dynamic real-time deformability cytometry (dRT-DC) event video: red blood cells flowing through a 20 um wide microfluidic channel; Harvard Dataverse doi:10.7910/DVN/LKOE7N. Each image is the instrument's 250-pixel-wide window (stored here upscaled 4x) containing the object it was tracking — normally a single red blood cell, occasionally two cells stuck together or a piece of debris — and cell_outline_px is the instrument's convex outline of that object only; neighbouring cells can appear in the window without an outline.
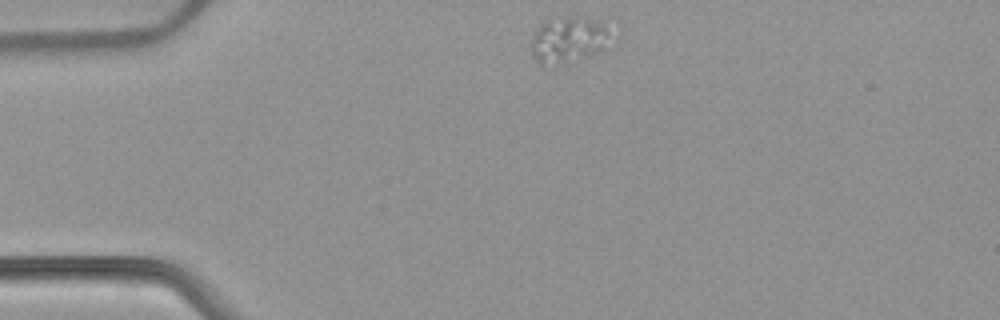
{"species": "common noctule bat (a hibernating species)", "species_latin": "Nyctalus noctula", "temperature_condition": "warm", "stored_images_in_passage": 43, "segment_of_instrument_passage": [1, 2], "camera_frame_rate_fps": 3000, "um_per_image_px": 0.085, "animal": {"sex": "female", "body_mass_g": 22.7, "forearm_length_mm": 54.2}, "frame": {"image": 1, "passage_image": 1, "time_ms": 0.0, "image_size_px": [1000, 320], "cell_outline_px": [[620, 36], [600, 48], [588, 52], [560, 60], [540, 64], [532, 56], [528, 44], [540, 24], [564, 16], [572, 16], [592, 20], [620, 28]], "centroid_in_image_um": [48.42, 3.25], "position_along_channel_um": 36.6, "area_um2": 20.81}}
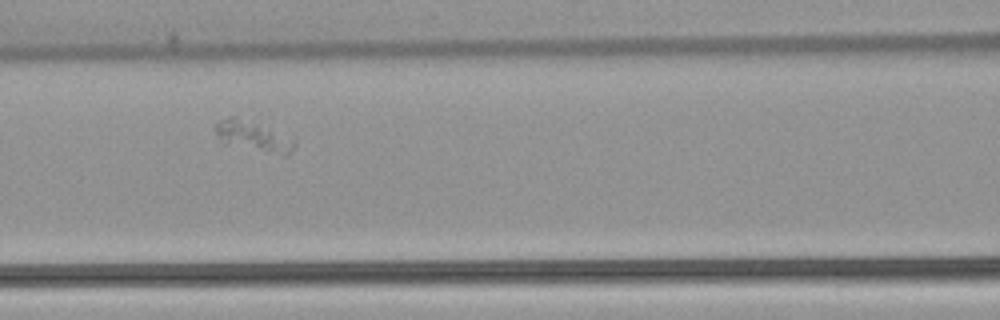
{"frame": {"image": 2, "passage_image": 13, "time_ms": 4.0, "image_size_px": [1000, 320], "cell_outline_px": [[296, 148], [288, 156], [284, 156], [224, 144], [216, 136], [216, 124], [220, 120], [228, 116], [236, 116], [296, 136]], "centroid_in_image_um": [21.64, 11.6], "position_along_channel_um": 145.0, "area_um2": 14.74}}
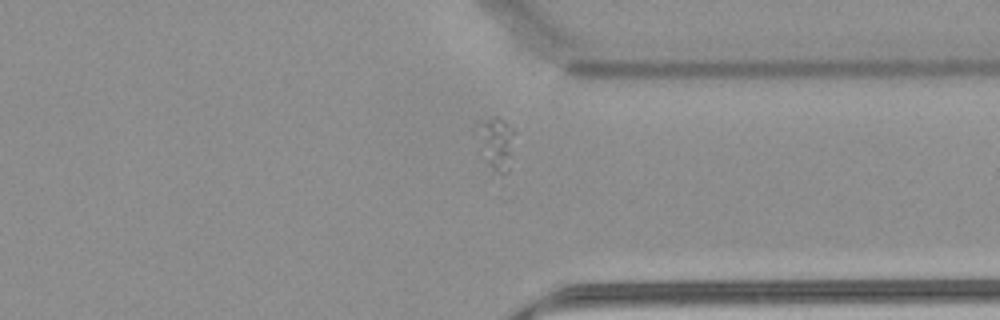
{"frame": {"image": 3, "passage_image": 31, "time_ms": 10.0, "image_size_px": [1000, 320], "cell_outline_px": [[512, 156], [508, 172], [500, 172], [492, 168], [488, 160], [476, 124], [492, 116], [496, 116], [508, 124], [512, 128]], "centroid_in_image_um": [42.23, 12.11], "position_along_channel_um": 369.2, "area_um2": 10.29}}